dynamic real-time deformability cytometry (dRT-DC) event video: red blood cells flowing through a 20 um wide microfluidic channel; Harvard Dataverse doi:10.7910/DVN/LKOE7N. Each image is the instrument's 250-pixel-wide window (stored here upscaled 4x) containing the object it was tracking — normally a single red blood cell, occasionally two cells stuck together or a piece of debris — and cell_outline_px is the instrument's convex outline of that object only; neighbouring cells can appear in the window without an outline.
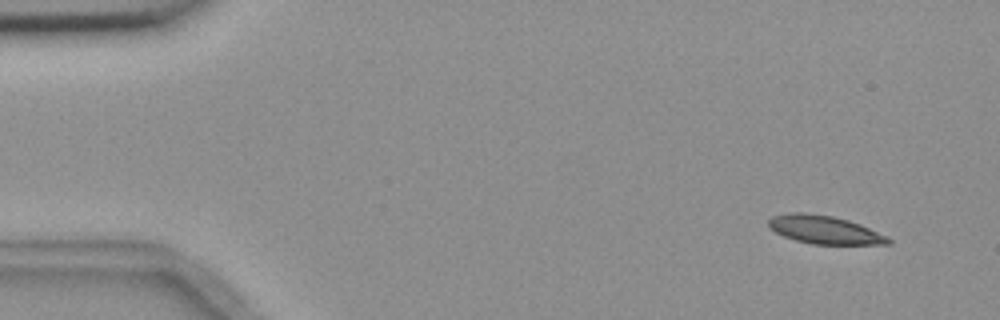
{"species": "common noctule bat (a hibernating species)", "species_latin": "Nyctalus noctula", "temperature_condition": "room temperature", "stored_images_in_passage": 6, "camera_frame_rate_fps": 3000, "um_per_image_px": 0.085, "animal": {"sex": "female", "body_mass_g": 18.4}, "frame": {"image": 1, "passage_image": 1, "time_ms": 0.0, "image_size_px": [1000, 320], "cell_outline_px": [[892, 244], [812, 244], [796, 240], [784, 236], [768, 228], [768, 220], [772, 216], [792, 212], [804, 212], [832, 216], [848, 220], [860, 224], [888, 236], [892, 240]], "centroid_in_image_um": [70.09, 19.53], "position_along_channel_um": 14.9, "area_um2": 19.71}}